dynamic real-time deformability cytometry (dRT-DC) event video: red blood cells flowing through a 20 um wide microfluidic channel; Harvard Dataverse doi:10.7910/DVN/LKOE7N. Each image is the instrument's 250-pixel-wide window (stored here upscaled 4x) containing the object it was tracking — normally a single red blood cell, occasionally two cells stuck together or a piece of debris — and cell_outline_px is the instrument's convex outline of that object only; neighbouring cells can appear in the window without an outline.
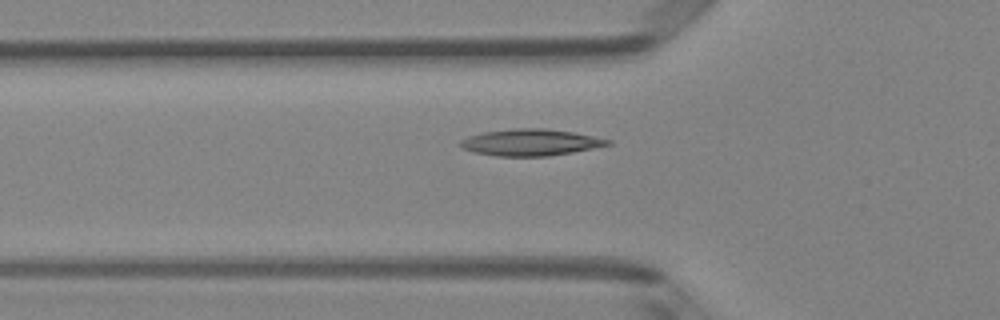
{"species": "Egyptian fruit bat (a non-hibernating species)", "species_latin": "Rousettus aegyptiacus", "temperature_condition": "room temperature", "stored_images_in_passage": 46, "camera_frame_rate_fps": 3000, "um_per_image_px": 0.085, "animal": {"sex": "female"}, "frame": {"image": 1, "passage_image": 17, "time_ms": 5.333, "image_size_px": [1000, 320], "cell_outline_px": [[612, 144], [572, 152], [548, 156], [496, 156], [472, 152], [460, 148], [460, 140], [468, 136], [484, 132], [516, 128], [544, 128], [572, 132], [612, 140]], "centroid_in_image_um": [45.05, 12.1], "position_along_channel_um": 80.7, "area_um2": 22.77}}
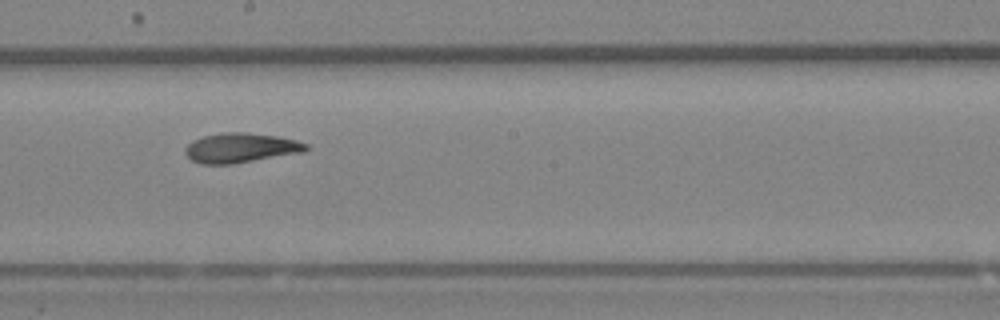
{"frame": {"image": 2, "passage_image": 28, "time_ms": 9.0, "image_size_px": [1000, 320], "cell_outline_px": [[308, 148], [304, 152], [232, 164], [200, 164], [192, 160], [184, 152], [184, 148], [192, 140], [204, 136], [224, 132], [244, 132], [276, 136], [296, 140], [308, 144]], "centroid_in_image_um": [20.44, 12.57], "position_along_channel_um": 227.8, "area_um2": 20.87}}
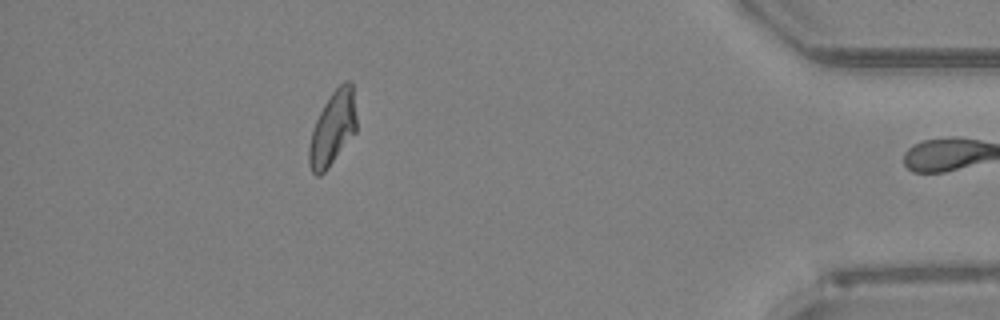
{"frame": {"image": 3, "passage_image": 45, "time_ms": 14.667, "image_size_px": [1000, 320], "cell_outline_px": [[356, 132], [328, 168], [320, 176], [316, 176], [312, 172], [308, 164], [308, 148], [312, 132], [316, 120], [324, 104], [332, 92], [344, 80], [352, 80], [356, 116]], "centroid_in_image_um": [28.28, 10.91], "position_along_channel_um": 406.9, "area_um2": 20.52}, "authors_computed_cell_mechanics": {"area_um2": 20.9814, "velocity_mm_per_s": 4.0257, "shape_relaxation_time_tau1_ms": 5.7584, "shape_relaxation_time_tau2_ms": 1.6619, "deformation_change_tau1": 0.1916, "deformation_change_tau2": 0.0781}}